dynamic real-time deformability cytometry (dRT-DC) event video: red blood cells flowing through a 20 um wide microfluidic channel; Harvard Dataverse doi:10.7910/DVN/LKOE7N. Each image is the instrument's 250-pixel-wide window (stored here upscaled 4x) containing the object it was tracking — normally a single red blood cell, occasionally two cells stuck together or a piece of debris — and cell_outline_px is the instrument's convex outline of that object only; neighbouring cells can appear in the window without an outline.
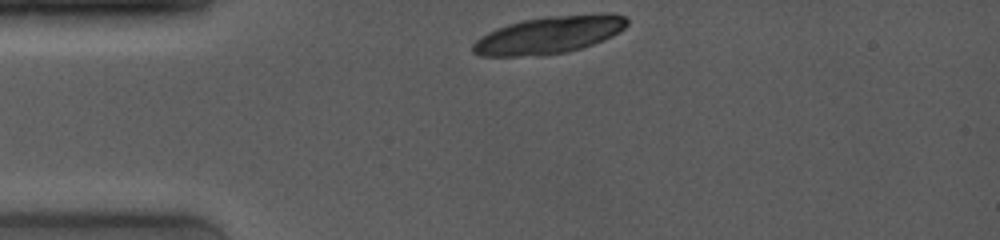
{"species": "common noctule bat (a hibernating species)", "species_latin": "Nyctalus noctula", "temperature_condition": "room temperature", "stored_images_in_passage": 2, "camera_frame_rate_fps": 4000, "um_per_image_px": 0.085, "animal": {"sex": "female", "body_mass_g": 19.0, "forearm_length_mm": 53.3}, "frame": {"image": 1, "passage_image": 1, "time_ms": 0.0, "image_size_px": [1000, 240], "cell_outline_px": [[628, 24], [620, 32], [612, 36], [592, 44], [568, 52], [540, 56], [480, 56], [472, 52], [472, 44], [480, 36], [488, 32], [508, 24], [524, 20], [548, 16], [600, 12], [612, 12], [624, 16], [628, 20]], "centroid_in_image_um": [46.7, 2.96], "position_along_channel_um": 38.3, "area_um2": 33.99}}